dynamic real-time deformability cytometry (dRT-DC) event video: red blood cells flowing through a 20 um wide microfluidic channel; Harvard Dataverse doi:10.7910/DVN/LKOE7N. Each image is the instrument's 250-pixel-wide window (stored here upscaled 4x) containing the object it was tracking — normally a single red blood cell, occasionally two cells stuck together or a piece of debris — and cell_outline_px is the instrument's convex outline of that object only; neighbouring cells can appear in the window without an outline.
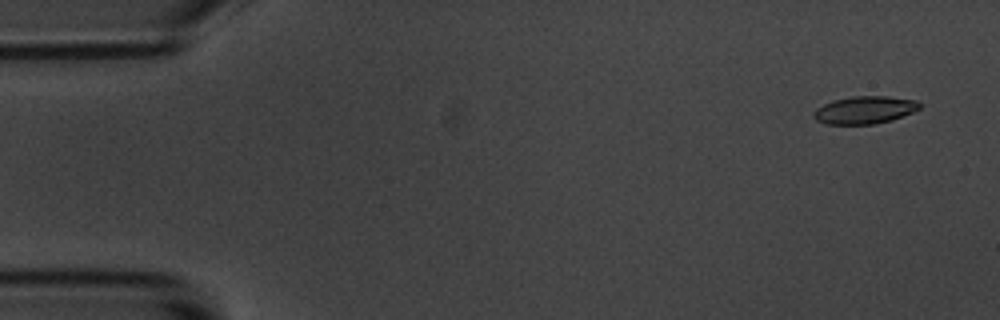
{"species": "common noctule bat (a hibernating species)", "species_latin": "Nyctalus noctula", "temperature_condition": "room temperature", "stored_images_in_passage": 4, "camera_frame_rate_fps": 3000, "um_per_image_px": 0.085, "animal": {"sex": "male", "body_mass_g": 20.1, "forearm_length_mm": 53.5}, "frame": {"image": 1, "passage_image": 1, "time_ms": 0.0, "image_size_px": [1000, 320], "cell_outline_px": [[920, 108], [912, 112], [892, 120], [872, 124], [824, 124], [816, 120], [812, 116], [812, 112], [816, 108], [832, 100], [852, 96], [888, 96], [916, 100], [920, 104]], "centroid_in_image_um": [73.45, 9.34], "position_along_channel_um": 11.5, "area_um2": 17.11}}